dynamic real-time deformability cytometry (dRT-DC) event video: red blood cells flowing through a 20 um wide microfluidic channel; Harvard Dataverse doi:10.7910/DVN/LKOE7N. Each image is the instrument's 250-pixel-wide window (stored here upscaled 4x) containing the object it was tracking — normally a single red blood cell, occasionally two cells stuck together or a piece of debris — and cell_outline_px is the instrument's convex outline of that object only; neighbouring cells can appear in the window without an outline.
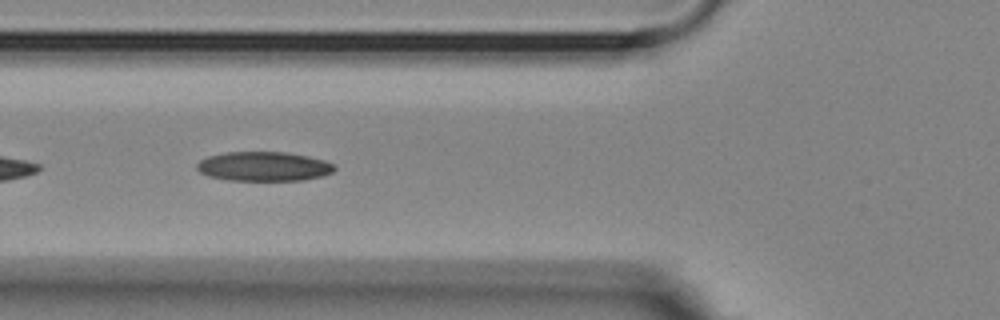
{"species": "Egyptian fruit bat (a non-hibernating species)", "species_latin": "Rousettus aegyptiacus", "temperature_condition": "room temperature", "stored_images_in_passage": 14, "camera_frame_rate_fps": 3000, "um_per_image_px": 0.085, "animal": {"sex": "female"}, "frame": {"image": 1, "passage_image": 5, "time_ms": 1.333, "image_size_px": [1000, 320], "cell_outline_px": [[336, 168], [332, 172], [320, 176], [304, 180], [228, 180], [208, 176], [200, 172], [196, 168], [196, 164], [200, 160], [208, 156], [224, 152], [288, 152], [308, 156], [324, 160], [332, 164]], "centroid_in_image_um": [22.39, 14.14], "position_along_channel_um": 103.4, "area_um2": 23.52}}
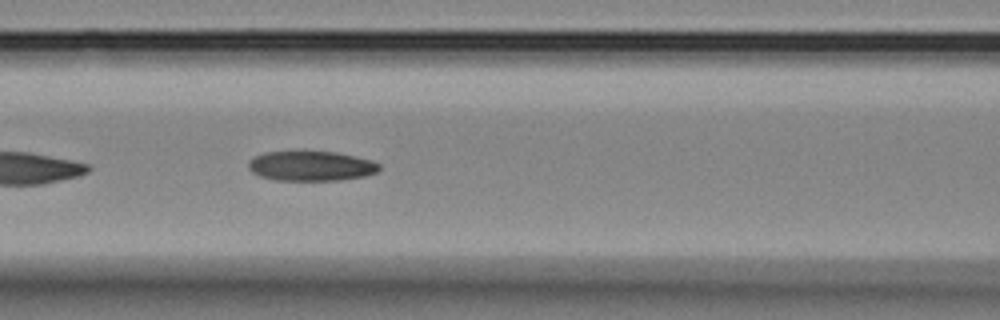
{"frame": {"image": 2, "passage_image": 8, "time_ms": 2.333, "image_size_px": [1000, 320], "cell_outline_px": [[380, 168], [376, 172], [364, 176], [340, 180], [276, 180], [260, 176], [252, 172], [248, 168], [248, 160], [264, 152], [336, 152], [372, 160], [380, 164]], "centroid_in_image_um": [26.43, 14.11], "position_along_channel_um": 140.2, "area_um2": 22.6}}